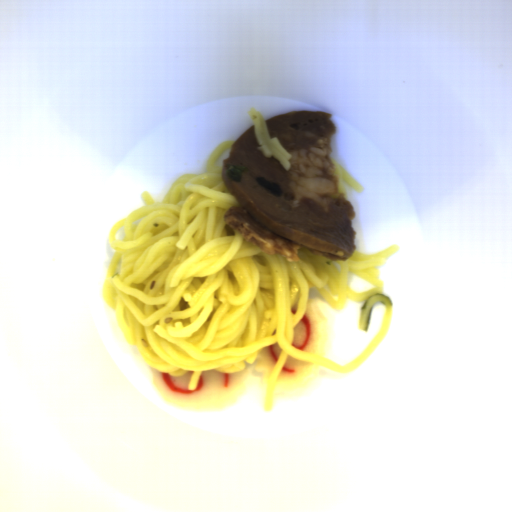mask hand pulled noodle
Listing matches in <instances>:
<instances>
[{
	"instance_id": "1",
	"label": "hand pulled noodle",
	"mask_w": 512,
	"mask_h": 512,
	"mask_svg": "<svg viewBox=\"0 0 512 512\" xmlns=\"http://www.w3.org/2000/svg\"><path fill=\"white\" fill-rule=\"evenodd\" d=\"M236 140L220 142L206 172L181 175L162 202L143 191L145 207L114 223L102 296L127 344L137 346L151 369L174 377L193 371L188 391L203 371L242 372L245 361L254 365L264 347L277 343L282 351L266 379L268 412L289 356L348 373L384 340L393 303L375 266H385L401 247L374 254L355 249L346 261L304 247L294 261L262 252L223 218L241 204L215 162ZM309 297L328 318L325 357L291 346Z\"/></svg>"
},
{
	"instance_id": "2",
	"label": "hand pulled noodle",
	"mask_w": 512,
	"mask_h": 512,
	"mask_svg": "<svg viewBox=\"0 0 512 512\" xmlns=\"http://www.w3.org/2000/svg\"><path fill=\"white\" fill-rule=\"evenodd\" d=\"M246 113L253 123L254 134L261 146L256 147L257 150L265 158L274 157L287 172L290 171L292 163L289 160L292 158V155L283 147L277 136L270 137L266 119L261 111L256 110L255 106H252Z\"/></svg>"
},
{
	"instance_id": "3",
	"label": "hand pulled noodle",
	"mask_w": 512,
	"mask_h": 512,
	"mask_svg": "<svg viewBox=\"0 0 512 512\" xmlns=\"http://www.w3.org/2000/svg\"><path fill=\"white\" fill-rule=\"evenodd\" d=\"M331 157V156H330ZM335 172L334 174L338 177V192L331 197L337 198L341 193H344V198L347 200V191L345 184L351 187L355 192L362 193L363 187L359 184V182L333 157H331Z\"/></svg>"
}]
</instances>
